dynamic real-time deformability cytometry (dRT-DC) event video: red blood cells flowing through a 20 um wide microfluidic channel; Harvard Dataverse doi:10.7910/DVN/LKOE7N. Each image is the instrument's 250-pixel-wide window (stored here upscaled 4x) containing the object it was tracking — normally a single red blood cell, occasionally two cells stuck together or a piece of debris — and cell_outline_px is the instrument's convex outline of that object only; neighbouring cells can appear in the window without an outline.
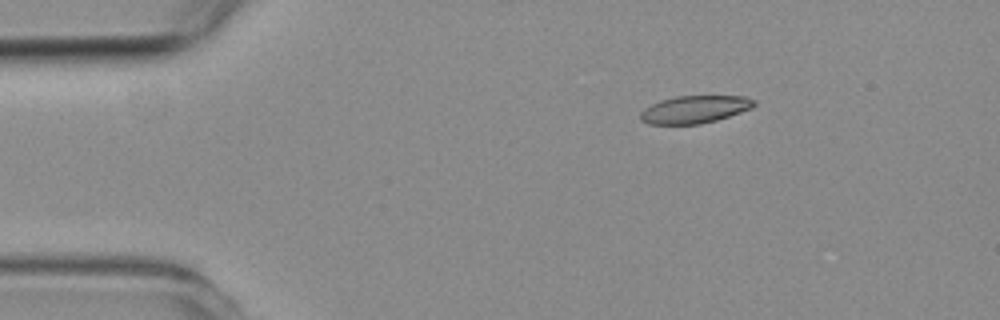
{"species": "common noctule bat (a hibernating species)", "species_latin": "Nyctalus noctula", "temperature_condition": "room temperature", "stored_images_in_passage": 3, "camera_frame_rate_fps": 3000, "um_per_image_px": 0.085, "animal": {"sex": "female", "body_mass_g": 19.3, "forearm_length_mm": 54.1}, "frame": {"image": 1, "passage_image": 1, "time_ms": 0.0, "image_size_px": [1000, 320], "cell_outline_px": [[756, 104], [752, 108], [716, 120], [700, 124], [648, 124], [640, 120], [640, 112], [644, 108], [660, 100], [676, 96], [744, 96], [756, 100]], "centroid_in_image_um": [59.03, 9.29], "position_along_channel_um": 26.0, "area_um2": 18.26}}
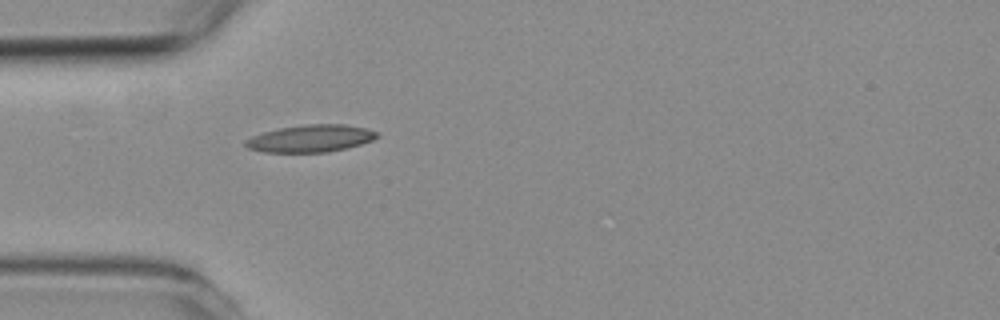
{"frame": {"image": 2, "passage_image": 3, "time_ms": 2.333, "image_size_px": [1000, 320], "cell_outline_px": [[376, 136], [372, 140], [360, 144], [328, 152], [264, 152], [248, 148], [244, 144], [244, 140], [252, 136], [264, 132], [280, 128], [308, 124], [344, 124], [364, 128], [376, 132]], "centroid_in_image_um": [26.35, 11.77], "position_along_channel_um": 58.7, "area_um2": 20.52}}